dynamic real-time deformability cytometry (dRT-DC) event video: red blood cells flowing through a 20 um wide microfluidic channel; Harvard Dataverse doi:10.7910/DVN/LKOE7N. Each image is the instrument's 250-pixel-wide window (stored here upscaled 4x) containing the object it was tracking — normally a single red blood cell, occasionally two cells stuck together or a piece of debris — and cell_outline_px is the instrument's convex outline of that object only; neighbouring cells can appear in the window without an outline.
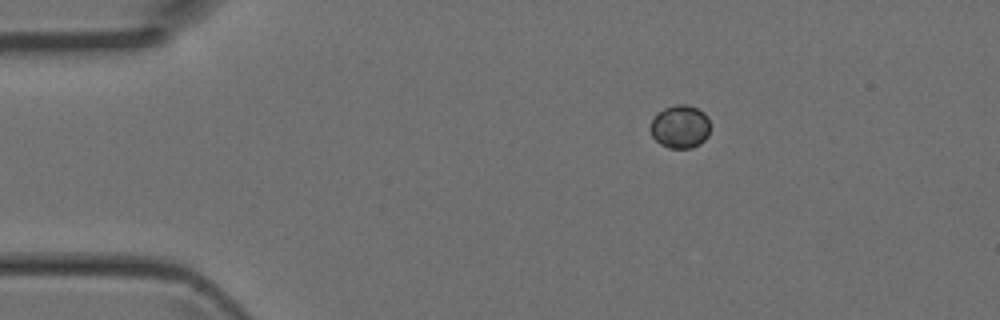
{"species": "Egyptian fruit bat (a non-hibernating species)", "species_latin": "Rousettus aegyptiacus", "temperature_condition": "room temperature", "stored_images_in_passage": 3, "camera_frame_rate_fps": 3000, "um_per_image_px": 0.085, "animal": {"sex": "female"}, "frame": {"image": 1, "passage_image": 1, "time_ms": 0.0, "image_size_px": [1000, 320], "cell_outline_px": [[708, 136], [700, 144], [692, 148], [668, 148], [660, 144], [652, 136], [652, 120], [656, 112], [664, 108], [676, 104], [688, 104], [704, 112], [708, 116]], "centroid_in_image_um": [57.81, 10.76], "position_along_channel_um": 27.2, "area_um2": 15.03}}
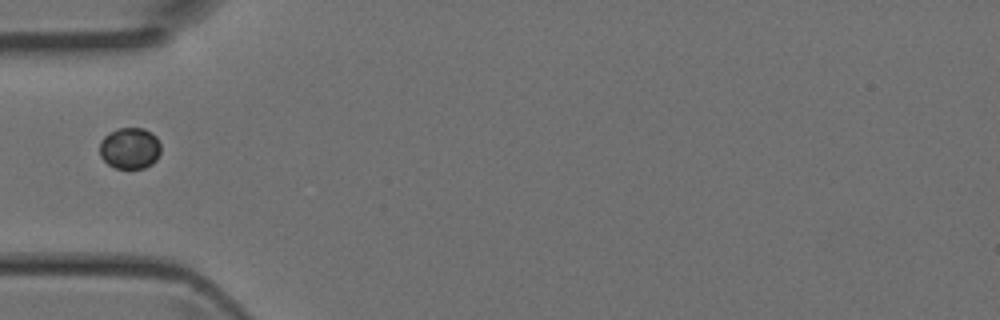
{"frame": {"image": 2, "passage_image": 2, "time_ms": 0.333, "image_size_px": [1000, 320], "cell_outline_px": [[160, 152], [156, 160], [152, 164], [144, 168], [116, 168], [108, 164], [100, 156], [100, 140], [108, 132], [120, 128], [144, 128], [152, 132], [156, 136], [160, 144]], "centroid_in_image_um": [11.04, 12.59], "position_along_channel_um": 74.0, "area_um2": 14.85}}
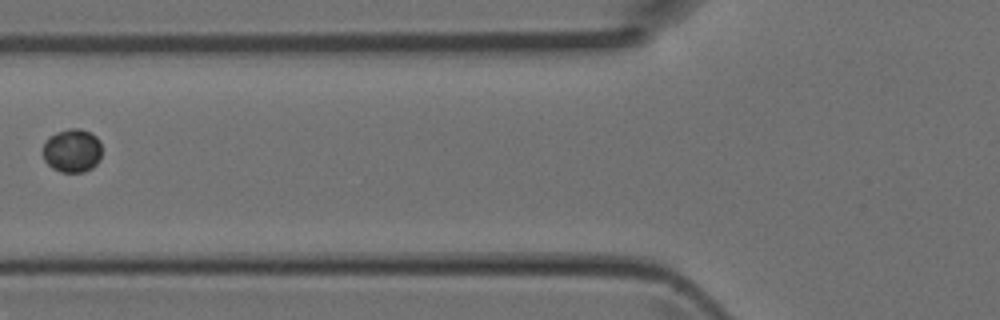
{"frame": {"image": 3, "passage_image": 3, "time_ms": 0.667, "image_size_px": [1000, 320], "cell_outline_px": [[100, 160], [92, 168], [84, 172], [60, 172], [52, 168], [44, 160], [40, 152], [44, 144], [56, 132], [68, 128], [80, 128], [96, 136], [100, 140]], "centroid_in_image_um": [6.12, 12.81], "position_along_channel_um": 119.7, "area_um2": 15.09}}